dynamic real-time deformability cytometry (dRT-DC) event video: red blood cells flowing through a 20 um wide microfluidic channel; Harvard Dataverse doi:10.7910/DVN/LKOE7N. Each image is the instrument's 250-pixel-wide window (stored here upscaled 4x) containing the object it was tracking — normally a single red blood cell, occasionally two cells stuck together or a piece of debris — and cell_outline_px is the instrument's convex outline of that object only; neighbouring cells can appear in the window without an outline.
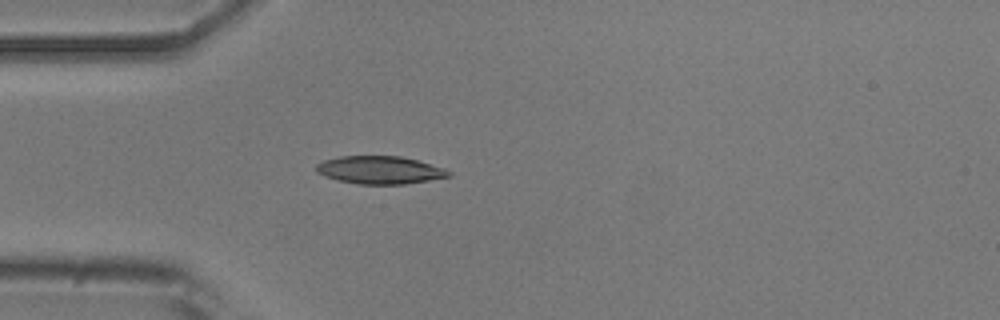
{"species": "common noctule bat (a hibernating species)", "species_latin": "Nyctalus noctula", "temperature_condition": "room temperature", "stored_images_in_passage": 35, "camera_frame_rate_fps": 3000, "um_per_image_px": 0.085, "animal": {"sex": "male", "body_mass_g": 20.5, "forearm_length_mm": 52.5}, "frame": {"image": 1, "passage_image": 1, "time_ms": 0.0, "image_size_px": [1000, 320], "cell_outline_px": [[452, 176], [404, 184], [356, 184], [336, 180], [324, 176], [316, 172], [316, 164], [324, 160], [340, 156], [400, 156], [416, 160], [444, 168], [452, 172]], "centroid_in_image_um": [32.26, 14.45], "position_along_channel_um": 52.7, "area_um2": 21.5}}
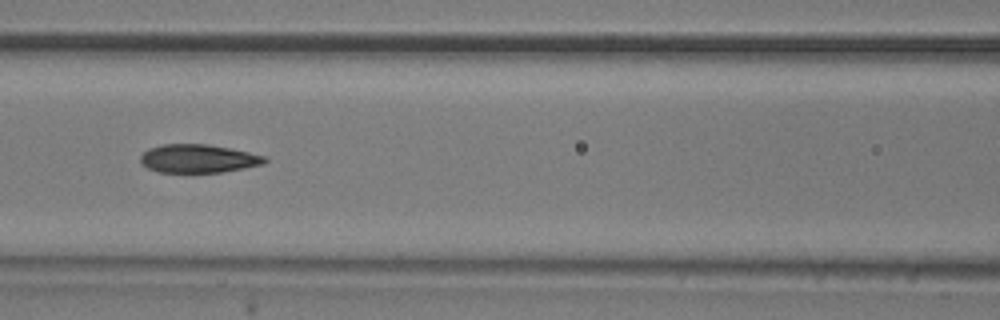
{"frame": {"image": 2, "passage_image": 9, "time_ms": 2.667, "image_size_px": [1000, 320], "cell_outline_px": [[268, 160], [264, 164], [224, 172], [160, 172], [148, 168], [140, 160], [140, 156], [148, 148], [160, 144], [208, 144], [248, 152], [264, 156]], "centroid_in_image_um": [16.85, 13.47], "position_along_channel_um": 149.8, "area_um2": 20.46}}
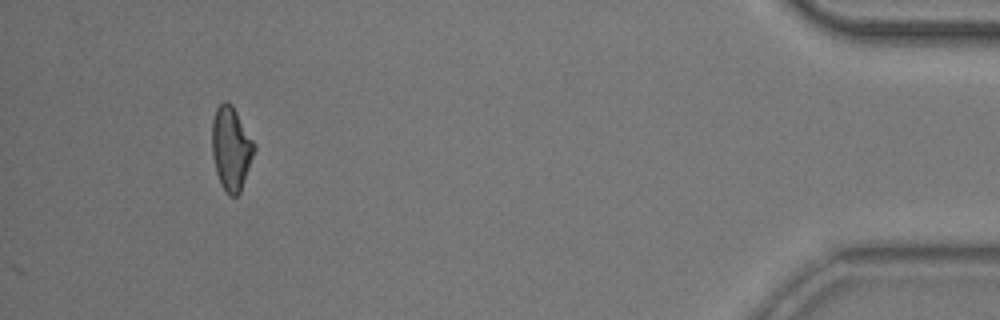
{"frame": {"image": 3, "passage_image": 35, "time_ms": 11.333, "image_size_px": [1000, 320], "cell_outline_px": [[256, 148], [240, 192], [236, 196], [228, 196], [220, 184], [216, 172], [212, 152], [212, 120], [216, 108], [224, 100], [232, 104], [256, 144]], "centroid_in_image_um": [19.64, 12.61], "position_along_channel_um": 415.6, "area_um2": 20.69}, "authors_computed_cell_mechanics": {"area_um2": 20.9814, "velocity_mm_per_s": 3.8686, "shape_relaxation_time_tau1_ms": 5.1717, "shape_relaxation_time_tau2_ms": 1.8949, "deformation_change_tau1": 0.1621, "deformation_change_tau2": 0.0707}}